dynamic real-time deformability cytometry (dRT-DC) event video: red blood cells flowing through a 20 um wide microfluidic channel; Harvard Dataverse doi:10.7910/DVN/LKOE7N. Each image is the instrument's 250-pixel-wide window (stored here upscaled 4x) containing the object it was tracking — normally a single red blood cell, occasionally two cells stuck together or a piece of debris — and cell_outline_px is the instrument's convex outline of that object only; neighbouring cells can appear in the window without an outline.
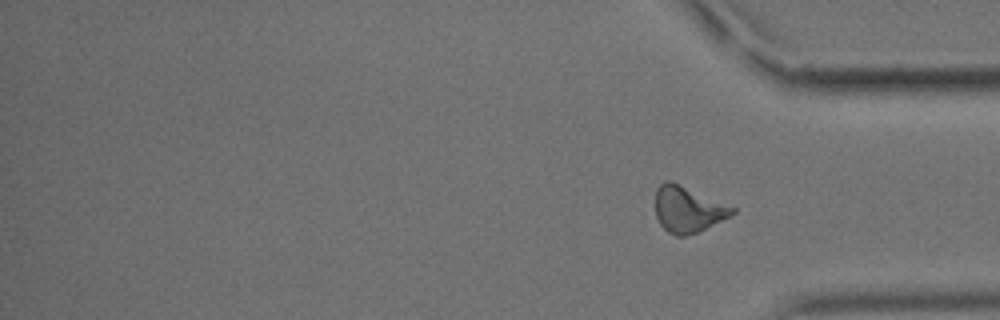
{"species": "common noctule bat (a hibernating species)", "species_latin": "Nyctalus noctula", "temperature_condition": "cold", "stored_images_in_passage": 17, "segment_of_instrument_passage": [2, 2], "camera_frame_rate_fps": 3000, "um_per_image_px": 0.085, "animal": {"sex": "male", "body_mass_g": 15.6}, "frame": {"image": 1, "passage_image": 17, "time_ms": 5.333, "image_size_px": [1000, 320], "cell_outline_px": [[736, 212], [696, 232], [684, 236], [676, 236], [668, 232], [660, 224], [656, 216], [656, 188], [660, 184], [668, 180], [672, 180], [736, 208]], "centroid_in_image_um": [58.43, 17.76], "position_along_channel_um": 376.8, "area_um2": 20.35}}